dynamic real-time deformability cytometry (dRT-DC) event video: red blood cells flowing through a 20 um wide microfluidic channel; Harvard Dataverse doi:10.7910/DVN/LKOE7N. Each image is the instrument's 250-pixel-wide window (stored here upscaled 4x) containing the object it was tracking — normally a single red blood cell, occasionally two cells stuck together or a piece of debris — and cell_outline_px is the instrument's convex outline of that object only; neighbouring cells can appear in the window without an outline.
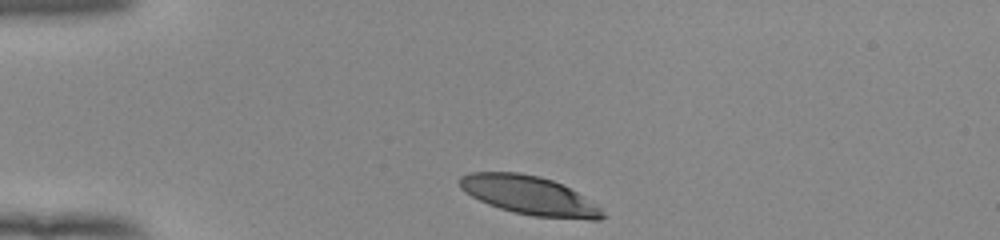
{"species": "human", "species_latin": "Homo sapiens", "temperature_condition": "room temperature", "stored_images_in_passage": 33, "camera_frame_rate_fps": 3000, "um_per_image_px": 0.085, "donor": {"sex": "female"}, "frame": {"image": 1, "passage_image": 1, "time_ms": 0.0, "image_size_px": [1000, 240], "cell_outline_px": [[608, 216], [600, 220], [588, 220], [532, 216], [512, 212], [488, 204], [464, 192], [460, 188], [460, 176], [468, 172], [520, 172], [540, 176], [552, 180], [576, 192], [600, 208]], "centroid_in_image_um": [44.98, 16.62], "position_along_channel_um": 40.0, "area_um2": 32.25}}
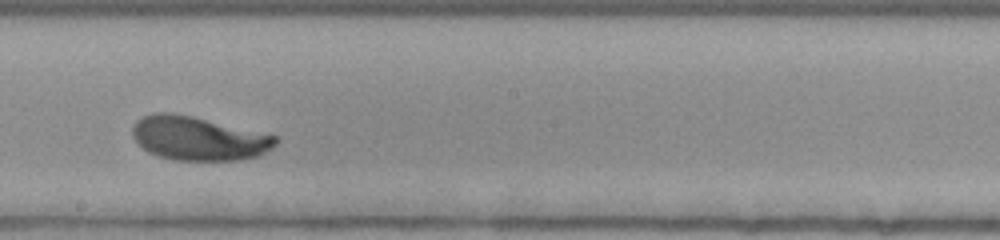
{"frame": {"image": 2, "passage_image": 19, "time_ms": 6.0, "image_size_px": [1000, 240], "cell_outline_px": [[276, 144], [272, 148], [260, 156], [240, 160], [172, 160], [148, 152], [132, 136], [132, 124], [136, 120], [152, 112], [172, 112], [192, 116], [276, 136]], "centroid_in_image_um": [16.83, 11.76], "position_along_channel_um": 231.4, "area_um2": 36.47}}
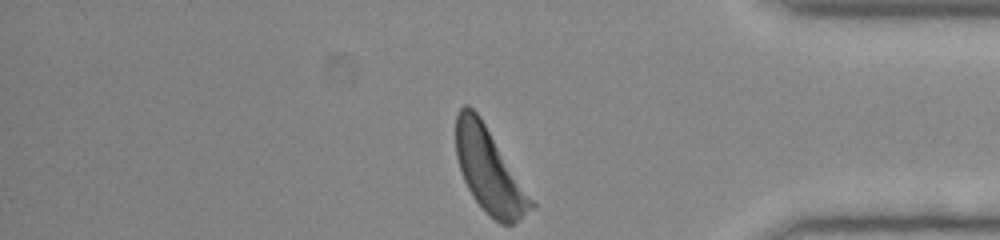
{"frame": {"image": 3, "passage_image": 33, "time_ms": 10.667, "image_size_px": [1000, 240], "cell_outline_px": [[536, 204], [520, 220], [512, 224], [500, 224], [472, 196], [464, 180], [456, 156], [456, 112], [464, 104], [468, 104], [480, 116]], "centroid_in_image_um": [41.57, 14.46], "position_along_channel_um": 393.6, "area_um2": 36.3}, "authors_computed_cell_mechanics": {"area_um2": 36.1828, "velocity_mm_per_s": 3.892, "shape_relaxation_time_tau1_ms": 3.6532, "shape_relaxation_time_tau2_ms": null, "deformation_change_tau1": 0.1683, "deformation_change_tau2": null}}